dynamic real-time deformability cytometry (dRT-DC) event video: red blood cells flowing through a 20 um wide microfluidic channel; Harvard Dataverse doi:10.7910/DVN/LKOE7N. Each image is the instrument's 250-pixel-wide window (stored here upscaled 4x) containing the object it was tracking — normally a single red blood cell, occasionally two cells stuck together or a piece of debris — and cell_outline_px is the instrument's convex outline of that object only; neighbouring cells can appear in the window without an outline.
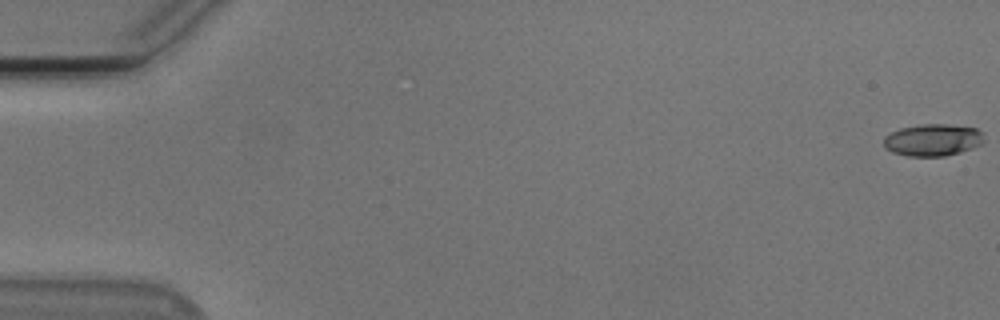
{"species": "Egyptian fruit bat (a non-hibernating species)", "species_latin": "Rousettus aegyptiacus", "temperature_condition": "cold", "stored_images_in_passage": 55, "camera_frame_rate_fps": 3000, "um_per_image_px": 0.085, "animal": {"sex": "male"}, "frame": {"image": 1, "passage_image": 1, "time_ms": 0.0, "image_size_px": [1000, 320], "cell_outline_px": [[984, 144], [960, 152], [944, 156], [908, 156], [892, 152], [884, 148], [884, 136], [900, 128], [920, 124], [948, 124], [976, 128], [980, 132], [984, 140]], "centroid_in_image_um": [79.28, 11.9], "position_along_channel_um": 5.7, "area_um2": 18.79}}
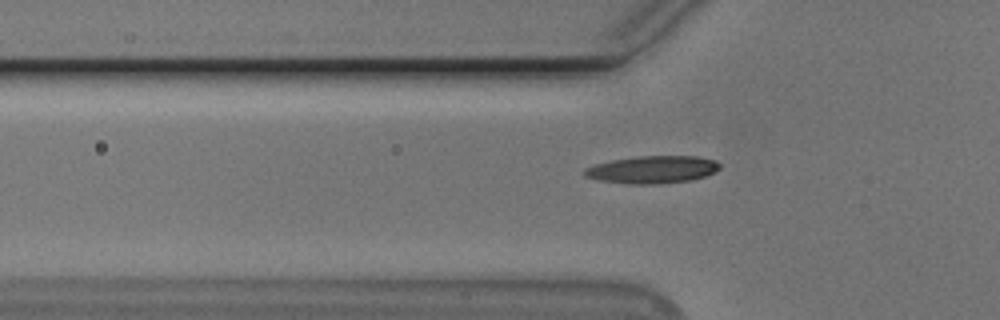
{"frame": {"image": 2, "passage_image": 19, "time_ms": 6.0, "image_size_px": [1000, 320], "cell_outline_px": [[720, 168], [704, 176], [688, 180], [652, 184], [628, 184], [600, 180], [584, 176], [584, 168], [592, 164], [612, 160], [636, 156], [696, 156], [716, 160], [720, 164]], "centroid_in_image_um": [55.4, 14.4], "position_along_channel_um": 70.4, "area_um2": 21.56}}
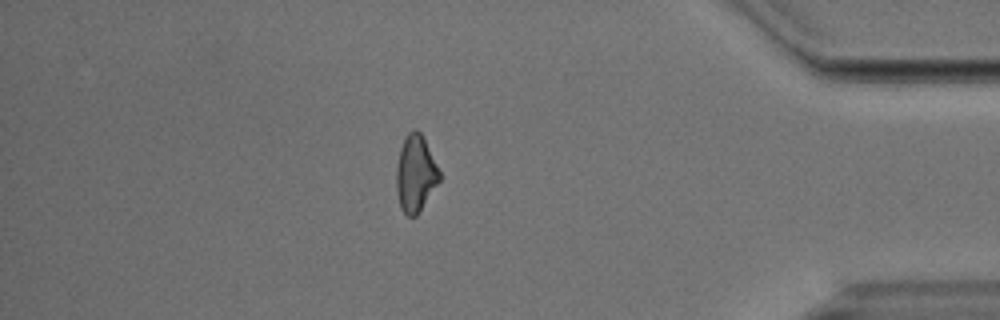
{"frame": {"image": 3, "passage_image": 48, "time_ms": 15.667, "image_size_px": [1000, 320], "cell_outline_px": [[440, 180], [416, 216], [408, 216], [400, 208], [396, 188], [396, 168], [400, 148], [408, 132], [412, 128], [416, 128], [420, 132], [440, 172]], "centroid_in_image_um": [35.29, 14.75], "position_along_channel_um": 399.9, "area_um2": 18.96}, "authors_computed_cell_mechanics": {"area_um2": 19.4208, "velocity_mm_per_s": 3.79, "shape_relaxation_time_tau1_ms": 4.6566, "shape_relaxation_time_tau2_ms": 8.4624, "deformation_change_tau1": 0.1501, "deformation_change_tau2": 0.1806}}